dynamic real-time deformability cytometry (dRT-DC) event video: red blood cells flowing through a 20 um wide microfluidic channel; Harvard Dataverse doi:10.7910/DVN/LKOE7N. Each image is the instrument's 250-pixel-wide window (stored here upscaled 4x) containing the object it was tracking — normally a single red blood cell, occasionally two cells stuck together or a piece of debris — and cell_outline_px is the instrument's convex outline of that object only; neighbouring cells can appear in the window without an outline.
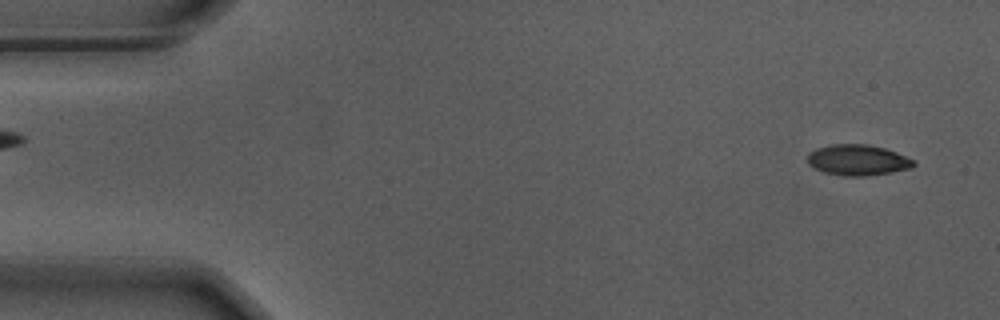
{"species": "Egyptian fruit bat (a non-hibernating species)", "species_latin": "Rousettus aegyptiacus", "temperature_condition": "warm", "stored_images_in_passage": 17, "camera_frame_rate_fps": 3000, "um_per_image_px": 0.085, "animal": {"sex": "male"}, "frame": {"image": 1, "passage_image": 3, "time_ms": 0.667, "image_size_px": [1000, 320], "cell_outline_px": [[916, 164], [912, 168], [892, 172], [864, 176], [844, 176], [824, 172], [812, 168], [808, 164], [808, 152], [816, 148], [832, 144], [868, 144], [884, 148], [896, 152], [916, 160]], "centroid_in_image_um": [72.91, 13.6], "position_along_channel_um": 12.1, "area_um2": 19.25}}